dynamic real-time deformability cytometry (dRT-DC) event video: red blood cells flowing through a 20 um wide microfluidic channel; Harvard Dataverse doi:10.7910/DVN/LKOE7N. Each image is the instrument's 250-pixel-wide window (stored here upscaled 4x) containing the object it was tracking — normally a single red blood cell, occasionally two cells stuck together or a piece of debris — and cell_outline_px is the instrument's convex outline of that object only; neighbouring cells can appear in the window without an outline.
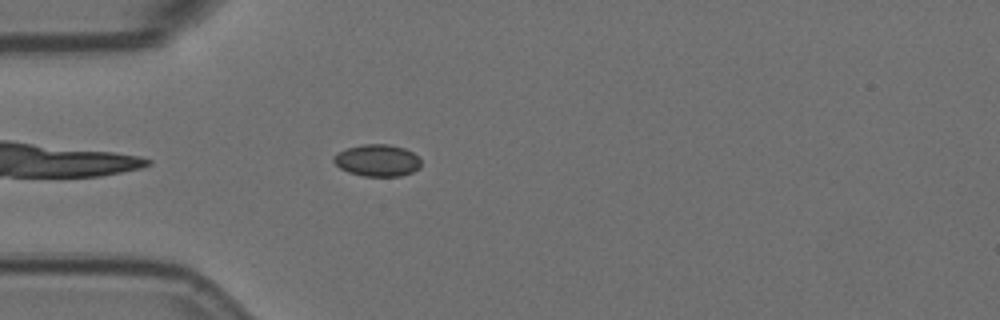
{"species": "Egyptian fruit bat (a non-hibernating species)", "species_latin": "Rousettus aegyptiacus", "temperature_condition": "room temperature", "stored_images_in_passage": 4, "camera_frame_rate_fps": 3000, "um_per_image_px": 0.085, "animal": {"sex": "female"}, "frame": {"image": 1, "passage_image": 4, "time_ms": 1.0, "image_size_px": [1000, 320], "cell_outline_px": [[420, 168], [412, 172], [400, 176], [364, 176], [348, 172], [340, 168], [332, 160], [332, 156], [348, 148], [364, 144], [388, 144], [404, 148], [412, 152], [420, 160]], "centroid_in_image_um": [32.07, 13.64], "position_along_channel_um": 52.9, "area_um2": 16.13}}